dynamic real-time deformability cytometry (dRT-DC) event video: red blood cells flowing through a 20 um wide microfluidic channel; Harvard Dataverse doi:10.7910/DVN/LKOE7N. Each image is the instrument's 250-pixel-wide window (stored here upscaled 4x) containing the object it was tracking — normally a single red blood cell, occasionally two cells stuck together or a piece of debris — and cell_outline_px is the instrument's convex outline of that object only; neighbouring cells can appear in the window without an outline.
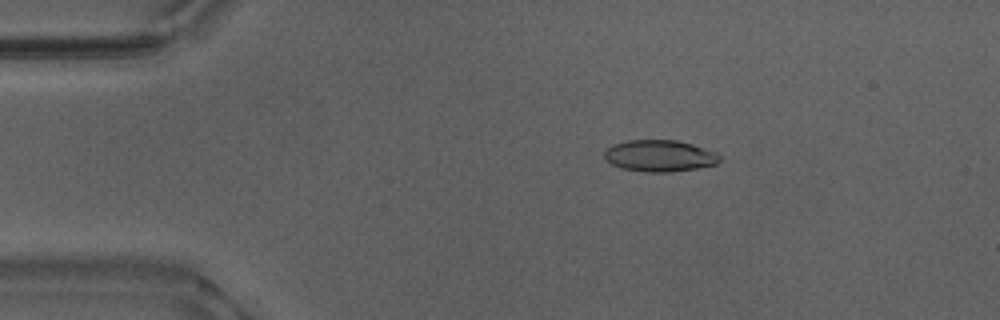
{"species": "Egyptian fruit bat (a non-hibernating species)", "species_latin": "Rousettus aegyptiacus", "temperature_condition": "warm", "stored_images_in_passage": 51, "camera_frame_rate_fps": 3000, "um_per_image_px": 0.085, "animal": {"sex": "male"}, "frame": {"image": 1, "passage_image": 10, "time_ms": 3.0, "image_size_px": [1000, 320], "cell_outline_px": [[720, 160], [716, 164], [696, 168], [672, 172], [644, 172], [620, 168], [612, 164], [604, 156], [604, 152], [612, 144], [628, 140], [676, 140], [692, 144], [716, 152], [720, 156]], "centroid_in_image_um": [56.06, 13.24], "position_along_channel_um": 28.9, "area_um2": 21.21}}
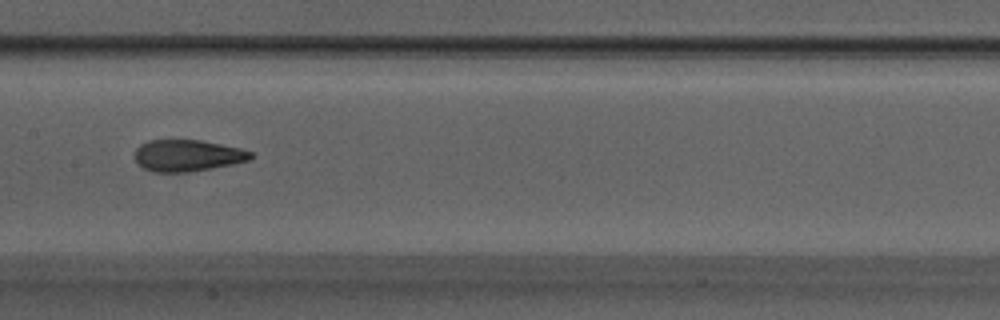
{"frame": {"image": 2, "passage_image": 27, "time_ms": 8.667, "image_size_px": [1000, 320], "cell_outline_px": [[252, 156], [248, 160], [232, 164], [188, 172], [152, 172], [144, 168], [136, 160], [136, 148], [140, 144], [148, 140], [200, 140], [240, 148], [252, 152]], "centroid_in_image_um": [15.91, 13.21], "position_along_channel_um": 191.5, "area_um2": 21.1}}
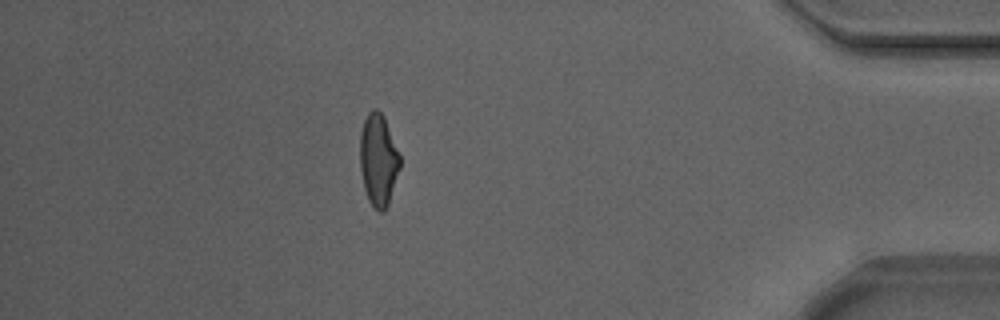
{"frame": {"image": 3, "passage_image": 47, "time_ms": 15.333, "image_size_px": [1000, 320], "cell_outline_px": [[400, 168], [388, 204], [384, 212], [380, 212], [372, 208], [368, 200], [364, 188], [360, 168], [360, 132], [364, 120], [368, 112], [372, 108], [376, 108], [384, 116], [400, 156]], "centroid_in_image_um": [32.15, 13.6], "position_along_channel_um": 403.1, "area_um2": 21.56}, "authors_computed_cell_mechanics": {"area_um2": 21.675, "velocity_mm_per_s": 3.8668, "shape_relaxation_time_tau1_ms": 5.2564, "shape_relaxation_time_tau2_ms": 1.5961, "deformation_change_tau1": 0.1809, "deformation_change_tau2": 0.097}}